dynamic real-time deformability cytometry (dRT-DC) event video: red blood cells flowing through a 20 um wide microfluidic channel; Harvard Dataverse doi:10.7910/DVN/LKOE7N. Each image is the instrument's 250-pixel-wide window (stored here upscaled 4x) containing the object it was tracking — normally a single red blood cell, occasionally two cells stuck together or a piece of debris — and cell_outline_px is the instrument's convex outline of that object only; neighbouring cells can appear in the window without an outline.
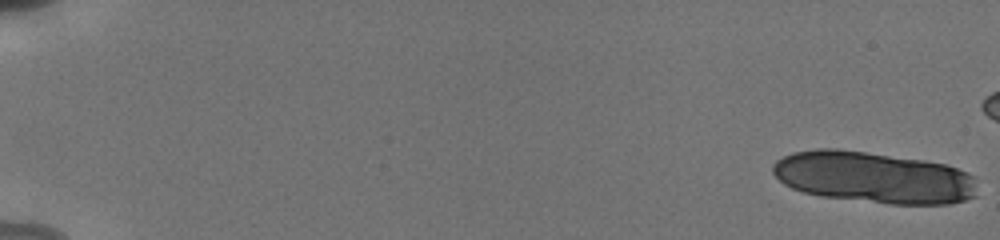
{"species": "human", "species_latin": "Homo sapiens", "temperature_condition": "cold", "stored_images_in_passage": 19, "camera_frame_rate_fps": 3000, "um_per_image_px": 0.085, "donor": {"sex": "male"}, "frame": {"image": 1, "passage_image": 1, "time_ms": 0.0, "image_size_px": [1000, 240], "cell_outline_px": [[976, 196], [964, 200], [948, 204], [888, 204], [820, 196], [804, 192], [792, 188], [784, 184], [772, 172], [772, 164], [776, 160], [792, 152], [816, 148], [836, 148], [924, 160], [948, 164], [968, 172], [976, 176]], "centroid_in_image_um": [74.28, 15.07], "position_along_channel_um": 10.7, "area_um2": 61.85}}